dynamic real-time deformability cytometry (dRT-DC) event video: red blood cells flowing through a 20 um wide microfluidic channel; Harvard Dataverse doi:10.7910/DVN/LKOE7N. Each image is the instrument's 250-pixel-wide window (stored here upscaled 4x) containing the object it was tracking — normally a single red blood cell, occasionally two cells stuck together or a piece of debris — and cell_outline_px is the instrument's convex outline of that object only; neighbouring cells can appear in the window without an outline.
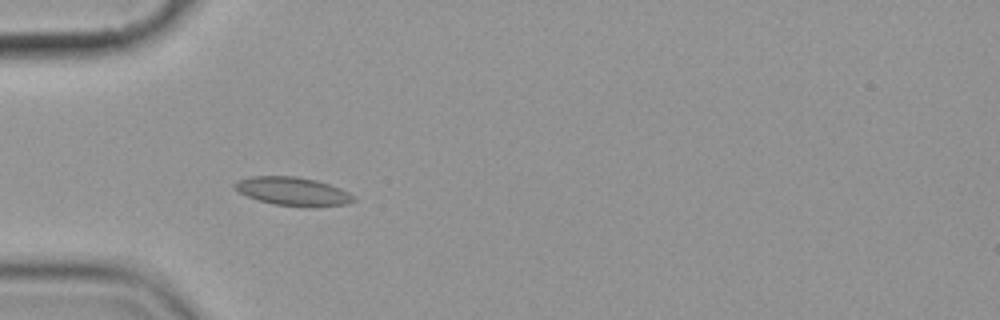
{"species": "common noctule bat (a hibernating species)", "species_latin": "Nyctalus noctula", "temperature_condition": "cold", "stored_images_in_passage": 6, "camera_frame_rate_fps": 3000, "um_per_image_px": 0.085, "animal": {"sex": "female", "body_mass_g": 19.9}, "frame": {"image": 1, "passage_image": 5, "time_ms": 5.0, "image_size_px": [1000, 320], "cell_outline_px": [[356, 200], [348, 204], [312, 208], [308, 208], [272, 204], [256, 200], [232, 188], [232, 184], [236, 180], [252, 176], [296, 176], [316, 180], [340, 188], [356, 196]], "centroid_in_image_um": [24.89, 16.28], "position_along_channel_um": 60.1, "area_um2": 20.23}}
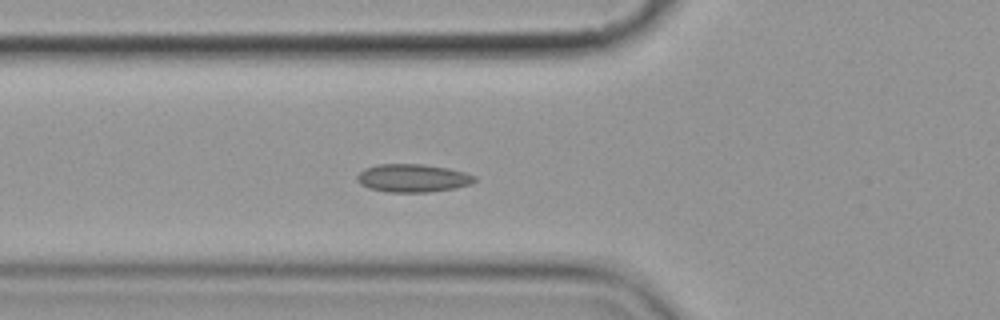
{"frame": {"image": 2, "passage_image": 6, "time_ms": 6.0, "image_size_px": [1000, 320], "cell_outline_px": [[476, 180], [472, 184], [456, 188], [428, 192], [388, 192], [368, 188], [360, 184], [356, 180], [356, 176], [364, 168], [380, 164], [420, 164], [448, 168], [464, 172], [476, 176]], "centroid_in_image_um": [35.08, 15.14], "position_along_channel_um": 90.7, "area_um2": 19.31}}